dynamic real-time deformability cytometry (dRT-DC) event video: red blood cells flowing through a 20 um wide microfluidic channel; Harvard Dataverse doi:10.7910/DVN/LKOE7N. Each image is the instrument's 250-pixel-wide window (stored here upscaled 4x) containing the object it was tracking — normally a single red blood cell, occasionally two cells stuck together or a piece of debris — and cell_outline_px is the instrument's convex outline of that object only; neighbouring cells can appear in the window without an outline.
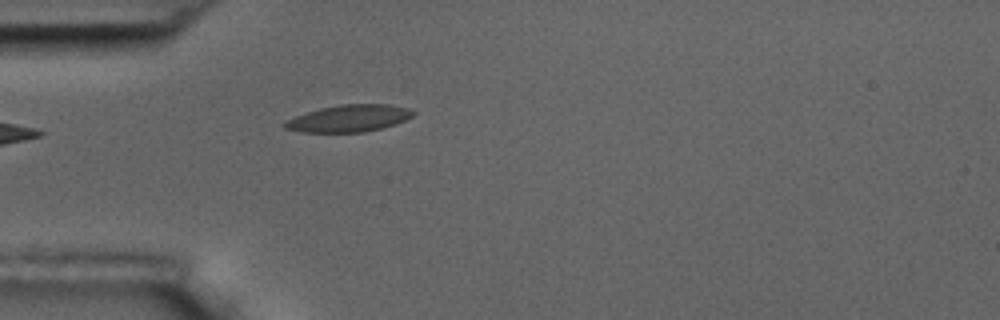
{"species": "common noctule bat (a hibernating species)", "species_latin": "Nyctalus noctula", "temperature_condition": "room temperature", "stored_images_in_passage": 3, "camera_frame_rate_fps": 3000, "um_per_image_px": 0.085, "animal": {"sex": "male", "body_mass_g": 17.5, "forearm_length_mm": 52.3}, "frame": {"image": 1, "passage_image": 3, "time_ms": 2.667, "image_size_px": [1000, 320], "cell_outline_px": [[416, 112], [412, 116], [404, 120], [380, 128], [364, 132], [300, 132], [284, 128], [280, 124], [296, 116], [320, 108], [340, 104], [388, 104], [408, 108]], "centroid_in_image_um": [29.63, 10.06], "position_along_channel_um": 55.4, "area_um2": 20.0}}